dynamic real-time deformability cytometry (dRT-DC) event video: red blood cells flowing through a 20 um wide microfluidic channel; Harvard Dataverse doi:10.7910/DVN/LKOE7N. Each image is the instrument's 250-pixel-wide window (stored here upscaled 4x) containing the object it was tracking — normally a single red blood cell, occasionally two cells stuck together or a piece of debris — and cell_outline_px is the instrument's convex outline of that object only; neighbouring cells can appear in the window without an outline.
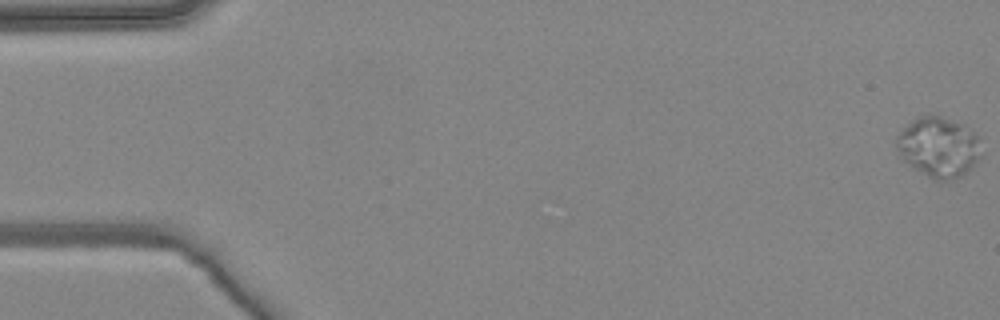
{"species": "common noctule bat (a hibernating species)", "species_latin": "Nyctalus noctula", "temperature_condition": "warm", "stored_images_in_passage": 5, "camera_frame_rate_fps": 3000, "um_per_image_px": 0.085, "animal": {"sex": "female", "body_mass_g": 24.6, "forearm_length_mm": 56.2}, "frame": {"image": 1, "passage_image": 1, "time_ms": 0.0, "image_size_px": [1000, 320], "cell_outline_px": [[976, 160], [972, 168], [964, 176], [944, 180], [936, 180], [928, 176], [908, 164], [900, 156], [896, 148], [896, 136], [912, 120], [928, 112], [940, 116], [960, 124], [972, 132], [976, 136]], "centroid_in_image_um": [79.69, 12.49], "position_along_channel_um": 5.3, "area_um2": 28.9}}
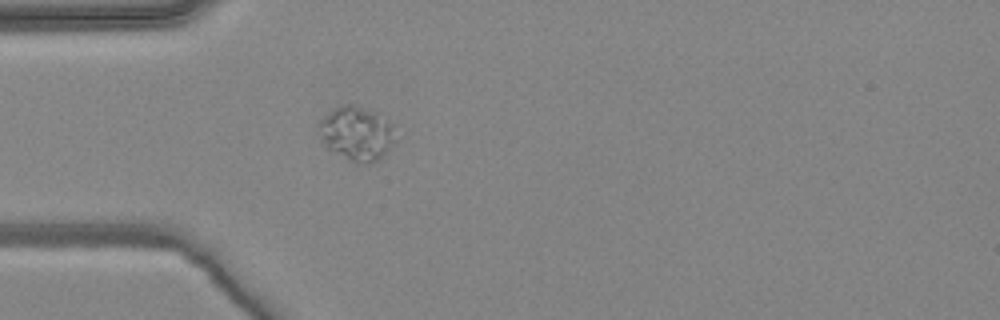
{"frame": {"image": 2, "passage_image": 5, "time_ms": 1.333, "image_size_px": [1000, 320], "cell_outline_px": [[396, 140], [376, 160], [356, 164], [328, 148], [324, 144], [320, 124], [332, 108], [340, 104], [356, 104], [376, 112], [392, 124]], "centroid_in_image_um": [30.34, 11.31], "position_along_channel_um": 54.7, "area_um2": 23.47}}